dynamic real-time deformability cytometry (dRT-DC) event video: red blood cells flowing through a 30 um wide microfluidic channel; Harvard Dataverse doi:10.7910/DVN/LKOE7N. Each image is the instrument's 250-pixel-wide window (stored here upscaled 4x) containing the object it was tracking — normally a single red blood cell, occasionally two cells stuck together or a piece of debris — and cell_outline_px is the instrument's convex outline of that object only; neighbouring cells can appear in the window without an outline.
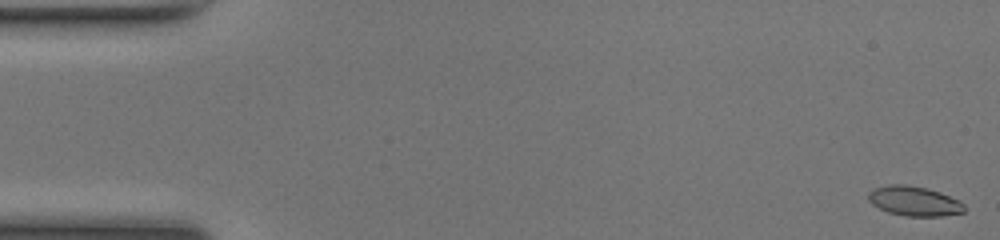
{"species": "common noctule bat (a hibernating species)", "species_latin": "Nyctalus noctula", "temperature_condition": "room temperature", "stored_images_in_passage": 49, "camera_frame_rate_fps": 3000, "um_per_image_px": 0.085, "animal": {"sex": "female", "body_mass_g": 17.0, "forearm_length_mm": 48.0}, "frame": {"image": 1, "passage_image": 1, "time_ms": 0.0, "image_size_px": [1000, 240], "cell_outline_px": [[964, 212], [940, 216], [904, 216], [888, 212], [872, 204], [868, 200], [868, 192], [872, 188], [888, 184], [904, 184], [928, 188], [940, 192], [960, 200], [964, 204]], "centroid_in_image_um": [77.69, 17.08], "position_along_channel_um": 7.3, "area_um2": 16.76}}
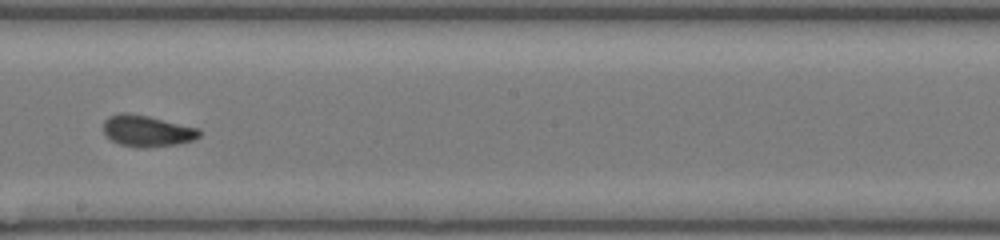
{"frame": {"image": 2, "passage_image": 28, "time_ms": 9.0, "image_size_px": [1000, 240], "cell_outline_px": [[200, 136], [192, 140], [176, 144], [144, 148], [136, 148], [120, 144], [112, 140], [104, 132], [104, 120], [108, 116], [120, 112], [128, 112], [148, 116], [200, 128]], "centroid_in_image_um": [12.49, 11.12], "position_along_channel_um": 235.7, "area_um2": 17.57}}
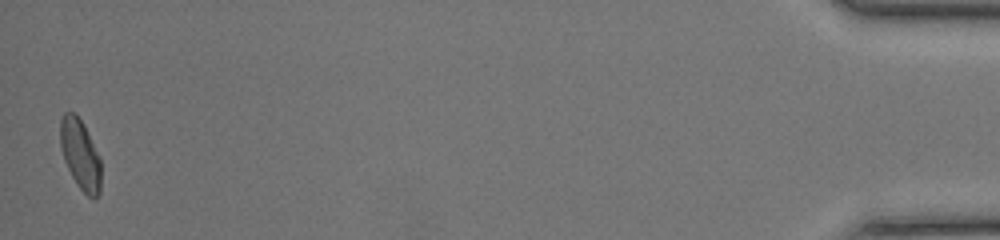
{"frame": {"image": 3, "passage_image": 49, "time_ms": 16.0, "image_size_px": [1000, 240], "cell_outline_px": [[100, 192], [96, 196], [88, 196], [76, 184], [64, 160], [60, 148], [60, 120], [64, 112], [72, 112], [80, 120], [100, 160]], "centroid_in_image_um": [6.78, 13.14], "position_along_channel_um": 428.4, "area_um2": 16.01}, "authors_computed_cell_mechanics": {"area_um2": 16.762, "velocity_mm_per_s": 4.2001, "shape_relaxation_time_tau1_ms": 4.8039, "shape_relaxation_time_tau2_ms": 1.5909, "deformation_change_tau1": 0.1175, "deformation_change_tau2": 0.0539}}